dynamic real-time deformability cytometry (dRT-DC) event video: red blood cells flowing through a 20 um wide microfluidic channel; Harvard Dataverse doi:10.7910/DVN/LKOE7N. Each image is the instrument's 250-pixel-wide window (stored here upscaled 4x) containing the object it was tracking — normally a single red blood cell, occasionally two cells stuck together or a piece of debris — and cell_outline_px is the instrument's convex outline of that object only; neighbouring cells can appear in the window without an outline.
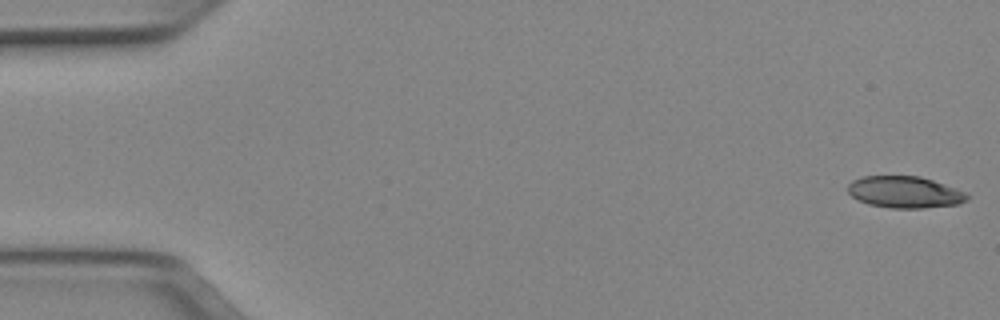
{"species": "Egyptian fruit bat (a non-hibernating species)", "species_latin": "Rousettus aegyptiacus", "temperature_condition": "cold", "stored_images_in_passage": 51, "camera_frame_rate_fps": 3000, "um_per_image_px": 0.085, "animal": {"sex": "female"}, "frame": {"image": 1, "passage_image": 1, "time_ms": 0.0, "image_size_px": [1000, 320], "cell_outline_px": [[968, 200], [960, 204], [924, 208], [892, 208], [868, 204], [852, 196], [848, 192], [848, 184], [852, 180], [864, 176], [920, 176], [968, 192]], "centroid_in_image_um": [76.94, 16.33], "position_along_channel_um": 8.1, "area_um2": 22.08}}
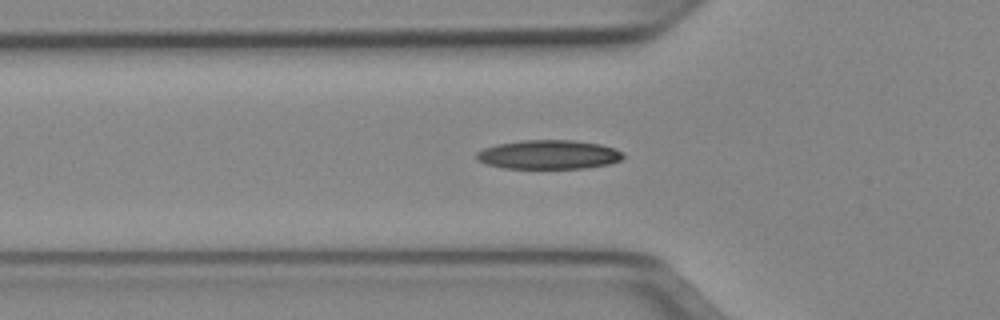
{"frame": {"image": 2, "passage_image": 17, "time_ms": 5.333, "image_size_px": [1000, 320], "cell_outline_px": [[624, 156], [620, 160], [608, 164], [584, 168], [504, 168], [488, 164], [476, 160], [476, 152], [484, 148], [496, 144], [520, 140], [572, 140], [600, 144], [624, 152]], "centroid_in_image_um": [46.61, 13.13], "position_along_channel_um": 79.2, "area_um2": 24.8}}
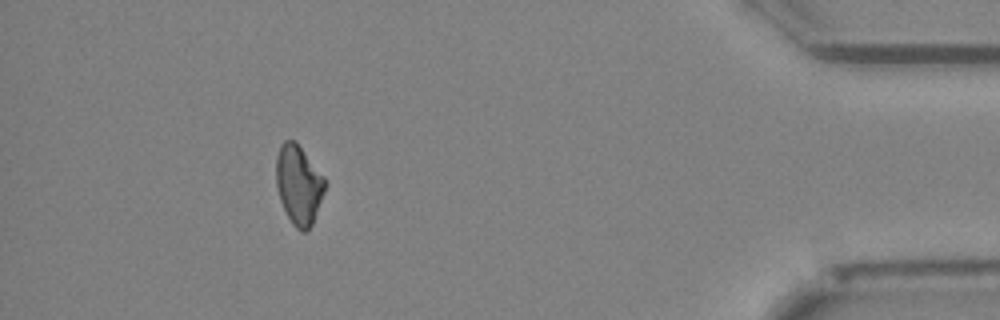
{"frame": {"image": 3, "passage_image": 46, "time_ms": 15.0, "image_size_px": [1000, 320], "cell_outline_px": [[328, 184], [312, 224], [304, 232], [300, 232], [292, 224], [280, 200], [276, 184], [276, 156], [280, 144], [284, 140], [296, 140], [324, 176]], "centroid_in_image_um": [25.4, 15.67], "position_along_channel_um": 409.8, "area_um2": 22.83}, "authors_computed_cell_mechanics": {"area_um2": 23.1778, "velocity_mm_per_s": 3.9868, "shape_relaxation_time_tau1_ms": null, "shape_relaxation_time_tau2_ms": 6.85, "deformation_change_tau1": null, "deformation_change_tau2": 0.1649}}